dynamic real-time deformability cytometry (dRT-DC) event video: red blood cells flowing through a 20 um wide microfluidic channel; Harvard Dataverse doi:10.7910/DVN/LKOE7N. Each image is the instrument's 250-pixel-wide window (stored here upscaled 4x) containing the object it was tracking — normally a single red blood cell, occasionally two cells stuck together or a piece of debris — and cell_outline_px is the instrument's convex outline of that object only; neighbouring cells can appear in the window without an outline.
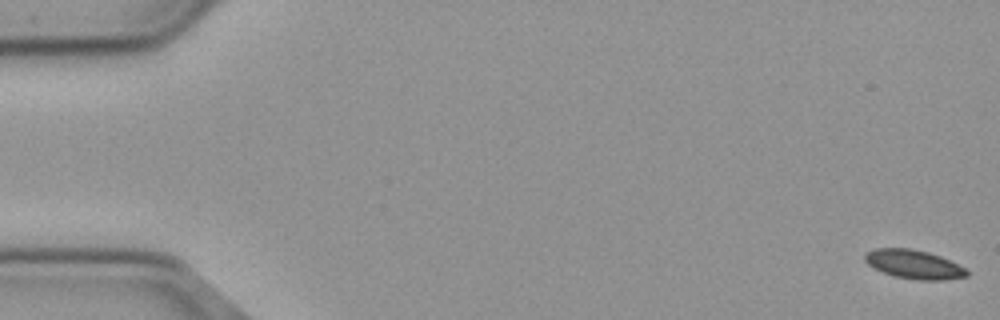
{"species": "common noctule bat (a hibernating species)", "species_latin": "Nyctalus noctula", "temperature_condition": "cold", "stored_images_in_passage": 57, "camera_frame_rate_fps": 3000, "um_per_image_px": 0.085, "animal": {"sex": "male", "body_mass_g": 23.1, "forearm_length_mm": 52.7}, "frame": {"image": 1, "passage_image": 1, "time_ms": 0.0, "image_size_px": [1000, 320], "cell_outline_px": [[968, 276], [944, 280], [916, 280], [892, 276], [868, 264], [864, 260], [864, 252], [876, 248], [912, 248], [928, 252], [940, 256], [964, 268], [968, 272]], "centroid_in_image_um": [77.64, 22.46], "position_along_channel_um": 7.4, "area_um2": 17.11}}
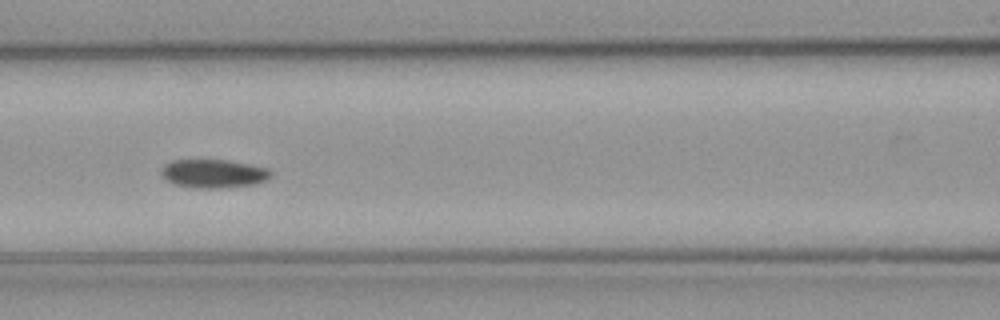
{"frame": {"image": 2, "passage_image": 25, "time_ms": 8.0, "image_size_px": [1000, 320], "cell_outline_px": [[272, 176], [256, 184], [220, 188], [192, 188], [172, 184], [160, 172], [164, 164], [172, 160], [228, 160], [268, 168], [272, 172]], "centroid_in_image_um": [18.14, 14.76], "position_along_channel_um": 148.5, "area_um2": 18.26}}
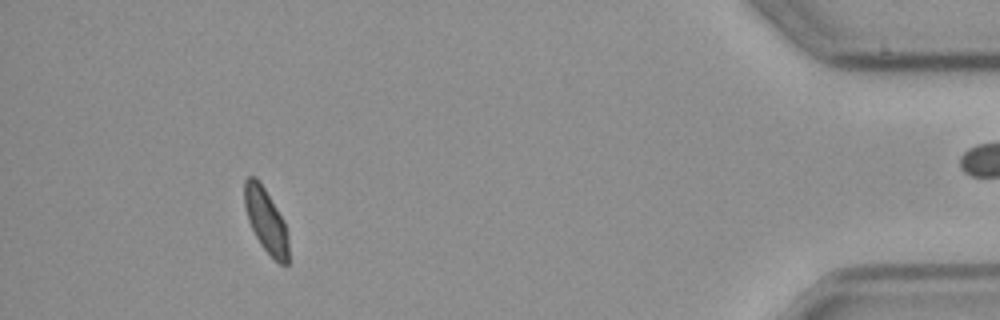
{"frame": {"image": 3, "passage_image": 52, "time_ms": 17.0, "image_size_px": [1000, 320], "cell_outline_px": [[288, 264], [280, 264], [260, 244], [248, 220], [244, 204], [244, 180], [248, 176], [256, 176], [264, 188], [284, 220], [288, 232]], "centroid_in_image_um": [22.6, 18.71], "position_along_channel_um": 412.6, "area_um2": 16.36}}